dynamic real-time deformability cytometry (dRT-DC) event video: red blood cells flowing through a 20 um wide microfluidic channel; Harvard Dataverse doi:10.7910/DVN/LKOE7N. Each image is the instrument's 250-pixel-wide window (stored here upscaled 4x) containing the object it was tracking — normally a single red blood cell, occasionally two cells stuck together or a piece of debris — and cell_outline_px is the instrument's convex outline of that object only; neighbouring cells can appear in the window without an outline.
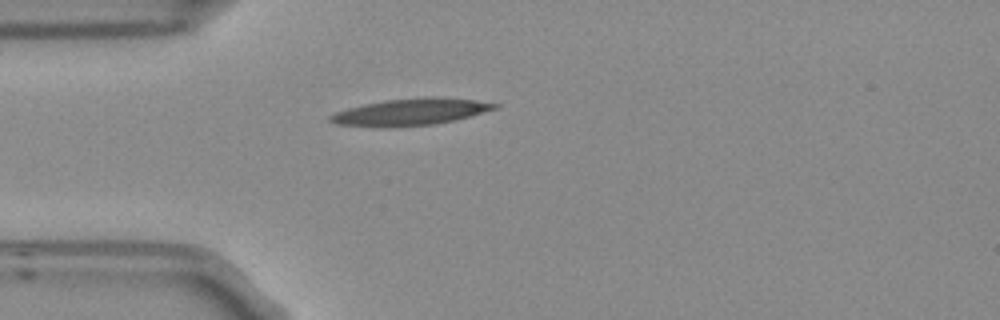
{"species": "Egyptian fruit bat (a non-hibernating species)", "species_latin": "Rousettus aegyptiacus", "temperature_condition": "room temperature", "stored_images_in_passage": 1, "camera_frame_rate_fps": 3000, "um_per_image_px": 0.085, "frame": {"image": 1, "passage_image": 1, "time_ms": 0.0, "image_size_px": [1000, 320], "cell_outline_px": [[500, 104], [496, 108], [468, 116], [436, 124], [396, 128], [376, 128], [336, 124], [328, 120], [328, 116], [336, 112], [348, 108], [364, 104], [384, 100], [424, 96], [436, 96], [476, 100]], "centroid_in_image_um": [34.82, 9.52], "position_along_channel_um": 50.2, "area_um2": 26.07}}